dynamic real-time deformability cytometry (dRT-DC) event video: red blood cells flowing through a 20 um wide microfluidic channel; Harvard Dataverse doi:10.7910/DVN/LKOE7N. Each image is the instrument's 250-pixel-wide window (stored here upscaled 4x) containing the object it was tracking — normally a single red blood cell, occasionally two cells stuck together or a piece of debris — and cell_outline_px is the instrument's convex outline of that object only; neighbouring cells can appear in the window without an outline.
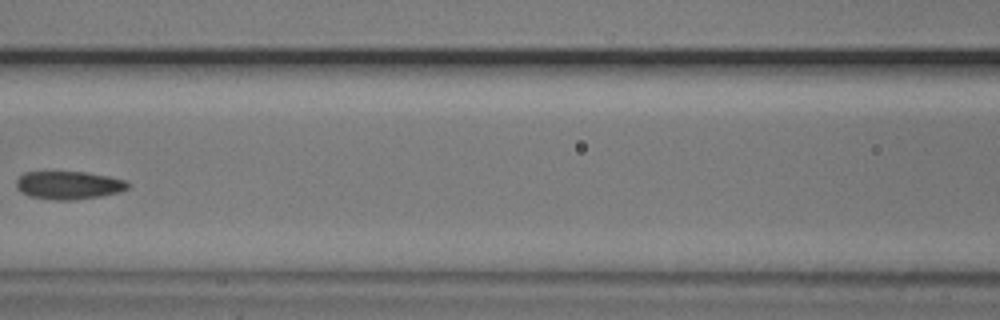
{"species": "common noctule bat (a hibernating species)", "species_latin": "Nyctalus noctula", "temperature_condition": "cold", "stored_images_in_passage": 9, "camera_frame_rate_fps": 3000, "um_per_image_px": 0.085, "animal": {"sex": "male", "body_mass_g": 20.5, "forearm_length_mm": 52.5}, "frame": {"image": 1, "passage_image": 7, "time_ms": 2.0, "image_size_px": [1000, 320], "cell_outline_px": [[128, 188], [116, 192], [100, 196], [76, 200], [52, 200], [28, 196], [20, 192], [16, 188], [16, 180], [24, 172], [88, 172], [108, 176], [124, 180], [128, 184]], "centroid_in_image_um": [5.77, 15.74], "position_along_channel_um": 160.8, "area_um2": 18.26}}